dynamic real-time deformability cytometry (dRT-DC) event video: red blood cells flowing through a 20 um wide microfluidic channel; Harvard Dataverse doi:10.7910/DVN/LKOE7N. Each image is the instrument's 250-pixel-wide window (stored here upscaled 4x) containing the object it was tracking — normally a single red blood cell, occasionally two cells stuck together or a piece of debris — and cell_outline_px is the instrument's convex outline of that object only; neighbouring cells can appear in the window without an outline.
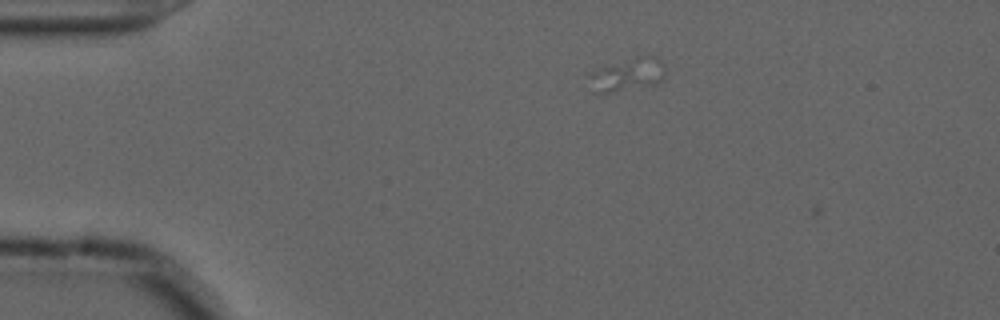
{"species": "common noctule bat (a hibernating species)", "species_latin": "Nyctalus noctula", "temperature_condition": "cold", "stored_images_in_passage": 2, "camera_frame_rate_fps": 3000, "um_per_image_px": 0.085, "animal": {"sex": "male", "forearm_length_mm": 52.5}, "frame": {"image": 1, "passage_image": 1, "time_ms": 0.0, "image_size_px": [1000, 320], "cell_outline_px": [[664, 76], [656, 84], [612, 92], [592, 92], [588, 76], [588, 72], [636, 56], [656, 56], [660, 60], [664, 68]], "centroid_in_image_um": [53.3, 6.34], "position_along_channel_um": 31.7, "area_um2": 14.51}}